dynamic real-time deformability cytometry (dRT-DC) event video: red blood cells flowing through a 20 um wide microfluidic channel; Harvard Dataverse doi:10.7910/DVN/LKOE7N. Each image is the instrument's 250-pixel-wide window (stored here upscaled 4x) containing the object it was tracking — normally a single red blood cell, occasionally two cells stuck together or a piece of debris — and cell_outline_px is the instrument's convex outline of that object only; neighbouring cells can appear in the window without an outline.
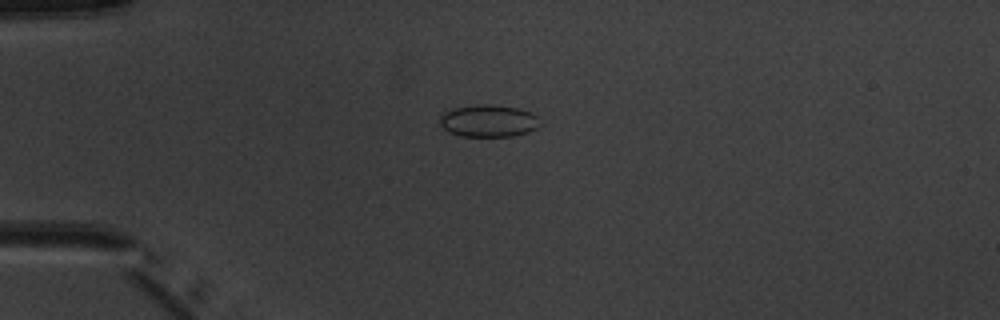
{"species": "common noctule bat (a hibernating species)", "species_latin": "Nyctalus noctula", "temperature_condition": "warm", "stored_images_in_passage": 4, "camera_frame_rate_fps": 3000, "um_per_image_px": 0.085, "animal": {"sex": "male", "body_mass_g": 20.1, "forearm_length_mm": 53.5}, "frame": {"image": 1, "passage_image": 1, "time_ms": 0.0, "image_size_px": [1000, 320], "cell_outline_px": [[540, 124], [536, 128], [528, 132], [512, 136], [460, 136], [448, 132], [440, 124], [440, 116], [444, 112], [456, 108], [480, 104], [492, 104], [516, 108], [532, 112], [536, 116]], "centroid_in_image_um": [41.52, 10.28], "position_along_channel_um": 43.5, "area_um2": 18.67}}
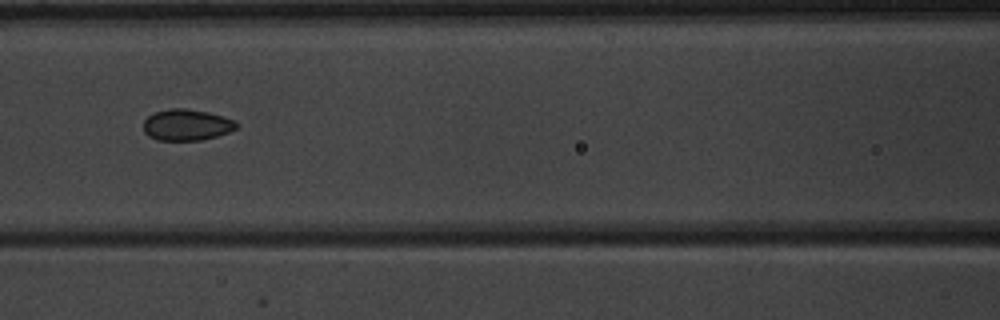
{"frame": {"image": 2, "passage_image": 4, "time_ms": 3.333, "image_size_px": [1000, 320], "cell_outline_px": [[240, 124], [236, 128], [228, 132], [216, 136], [200, 140], [156, 140], [148, 136], [144, 132], [144, 120], [148, 116], [156, 112], [172, 108], [184, 108], [208, 112], [236, 120]], "centroid_in_image_um": [15.87, 10.61], "position_along_channel_um": 150.7, "area_um2": 16.94}}